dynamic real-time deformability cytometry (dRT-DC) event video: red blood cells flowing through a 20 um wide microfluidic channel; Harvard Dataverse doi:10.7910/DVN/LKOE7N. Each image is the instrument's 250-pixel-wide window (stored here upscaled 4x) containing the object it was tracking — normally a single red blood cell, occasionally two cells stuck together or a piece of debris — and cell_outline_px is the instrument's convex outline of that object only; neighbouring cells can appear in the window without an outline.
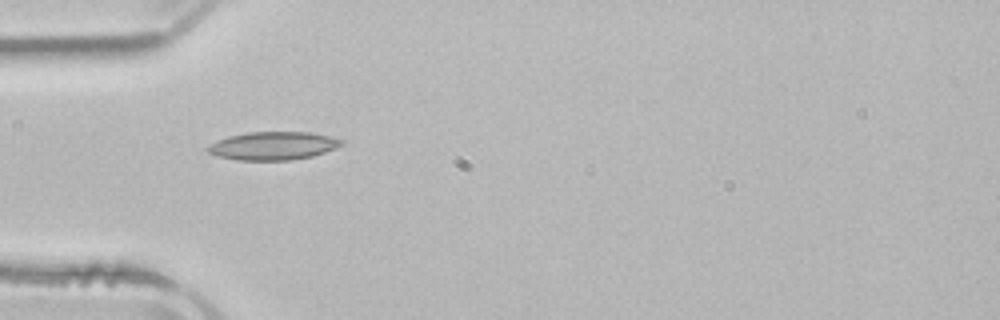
{"species": "common noctule bat (a hibernating species)", "species_latin": "Nyctalus noctula", "temperature_condition": "room temperature", "stored_images_in_passage": 1, "camera_frame_rate_fps": 3000, "um_per_image_px": 0.085, "animal": {"sex": "male", "body_mass_g": 21.5, "forearm_length_mm": 52.0}, "frame": {"image": 1, "passage_image": 1, "time_ms": 0.0, "image_size_px": [1000, 320], "cell_outline_px": [[344, 144], [336, 148], [312, 156], [292, 160], [236, 160], [216, 156], [208, 152], [204, 148], [208, 144], [216, 140], [228, 136], [248, 132], [312, 132], [344, 140]], "centroid_in_image_um": [23.17, 12.39], "position_along_channel_um": 61.8, "area_um2": 22.2}}